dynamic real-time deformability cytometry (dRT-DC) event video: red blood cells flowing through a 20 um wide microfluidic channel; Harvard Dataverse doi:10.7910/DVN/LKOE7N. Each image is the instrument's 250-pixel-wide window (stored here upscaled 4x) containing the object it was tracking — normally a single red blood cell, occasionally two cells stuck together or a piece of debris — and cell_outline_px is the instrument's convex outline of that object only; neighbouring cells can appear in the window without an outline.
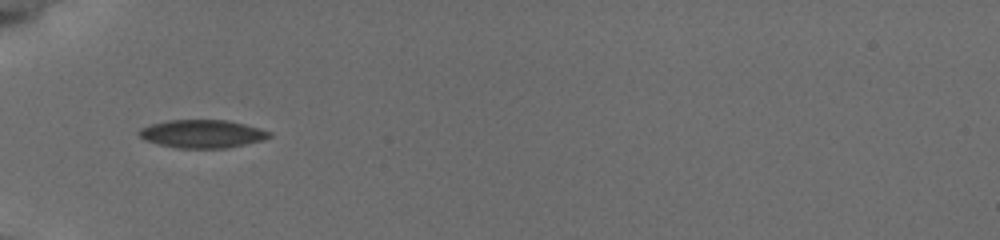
{"species": "common noctule bat (a hibernating species)", "species_latin": "Nyctalus noctula", "temperature_condition": "cold", "stored_images_in_passage": 60, "camera_frame_rate_fps": 3000, "um_per_image_px": 0.085, "animal": {"sex": "female", "body_mass_g": 19.5, "forearm_length_mm": 54.1}, "frame": {"image": 1, "passage_image": 1, "time_ms": 0.0, "image_size_px": [1000, 240], "cell_outline_px": [[272, 136], [260, 140], [244, 144], [224, 148], [176, 148], [160, 144], [148, 140], [140, 136], [136, 132], [140, 128], [152, 124], [168, 120], [228, 120], [244, 124], [268, 132]], "centroid_in_image_um": [17.14, 11.37], "position_along_channel_um": 67.9, "area_um2": 20.87}}
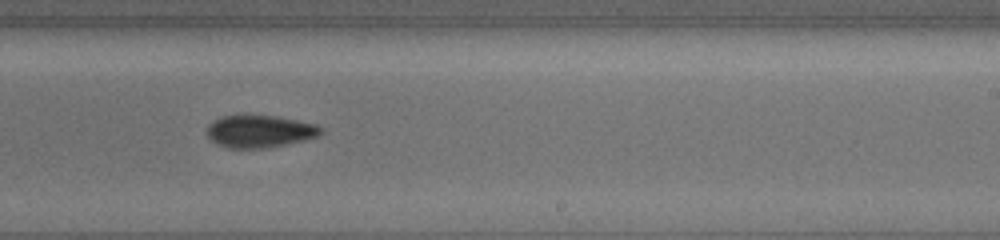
{"frame": {"image": 2, "passage_image": 32, "time_ms": 5.333, "image_size_px": [1000, 240], "cell_outline_px": [[324, 132], [316, 136], [304, 140], [268, 148], [228, 148], [212, 140], [208, 136], [208, 124], [212, 120], [220, 116], [276, 116], [316, 124], [324, 128]], "centroid_in_image_um": [22.1, 11.16], "position_along_channel_um": 266.9, "area_um2": 21.33}}
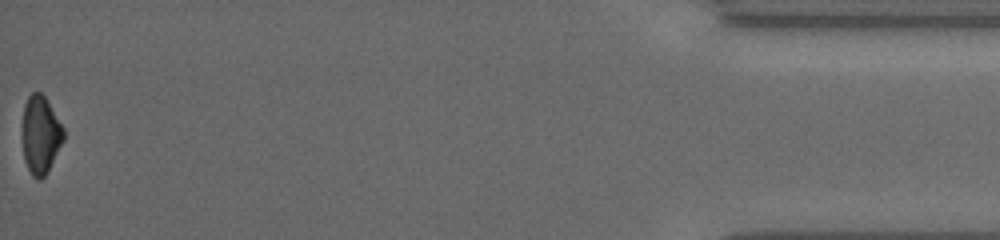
{"frame": {"image": 3, "passage_image": 60, "time_ms": 11.667, "image_size_px": [1000, 240], "cell_outline_px": [[64, 140], [44, 176], [40, 180], [36, 180], [32, 176], [24, 160], [20, 136], [20, 128], [24, 104], [28, 96], [32, 92], [40, 92], [44, 96], [64, 128]], "centroid_in_image_um": [3.39, 11.45], "position_along_channel_um": 431.8, "area_um2": 19.13}, "authors_computed_cell_mechanics": {"area_um2": 21.097, "velocity_mm_per_s": 3.8463, "shape_relaxation_time_tau1_ms": 9.6719, "shape_relaxation_time_tau2_ms": 5.2081, "deformation_change_tau1": 0.1403, "deformation_change_tau2": 0.113}}